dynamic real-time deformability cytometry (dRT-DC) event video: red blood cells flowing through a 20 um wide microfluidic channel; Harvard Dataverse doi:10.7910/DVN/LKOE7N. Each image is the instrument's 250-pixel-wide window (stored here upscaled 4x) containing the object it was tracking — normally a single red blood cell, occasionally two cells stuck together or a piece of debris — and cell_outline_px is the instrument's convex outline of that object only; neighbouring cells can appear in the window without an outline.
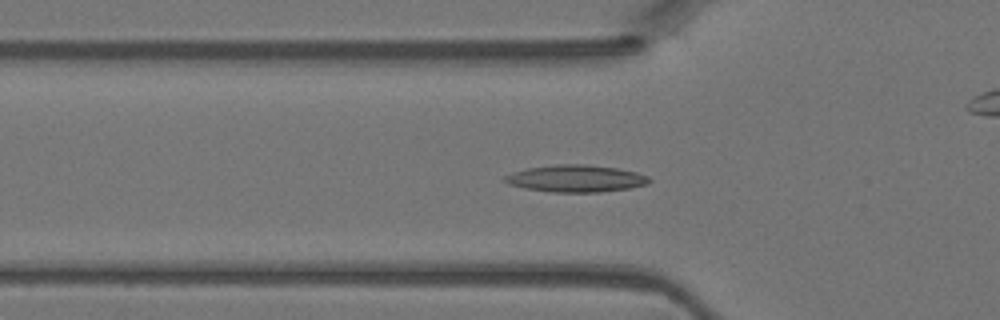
{"species": "Egyptian fruit bat (a non-hibernating species)", "species_latin": "Rousettus aegyptiacus", "temperature_condition": "warm", "stored_images_in_passage": 19, "camera_frame_rate_fps": 3000, "um_per_image_px": 0.085, "animal": {"sex": "female"}, "frame": {"image": 1, "passage_image": 6, "time_ms": 1.667, "image_size_px": [1000, 320], "cell_outline_px": [[652, 180], [648, 184], [628, 188], [600, 192], [552, 192], [524, 188], [508, 184], [500, 180], [504, 176], [512, 172], [528, 168], [556, 164], [584, 164], [616, 168], [636, 172], [648, 176]], "centroid_in_image_um": [48.91, 15.17], "position_along_channel_um": 76.9, "area_um2": 22.83}}